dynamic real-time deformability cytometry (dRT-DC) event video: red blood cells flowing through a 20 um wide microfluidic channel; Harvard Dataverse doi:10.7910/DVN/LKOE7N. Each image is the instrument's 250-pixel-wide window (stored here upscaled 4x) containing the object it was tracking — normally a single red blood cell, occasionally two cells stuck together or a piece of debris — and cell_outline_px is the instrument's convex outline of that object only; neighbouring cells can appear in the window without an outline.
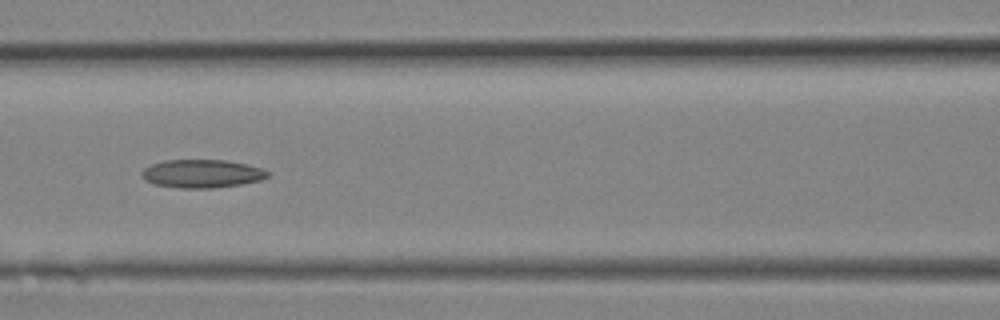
{"species": "Egyptian fruit bat (a non-hibernating species)", "species_latin": "Rousettus aegyptiacus", "temperature_condition": "room temperature", "stored_images_in_passage": 11, "camera_frame_rate_fps": 3000, "um_per_image_px": 0.085, "animal": {"sex": "female"}, "frame": {"image": 1, "passage_image": 10, "time_ms": 3.0, "image_size_px": [1000, 320], "cell_outline_px": [[272, 172], [268, 176], [260, 180], [240, 184], [212, 188], [176, 188], [156, 184], [144, 180], [140, 172], [144, 168], [152, 164], [164, 160], [224, 160], [248, 164], [264, 168]], "centroid_in_image_um": [17.18, 14.75], "position_along_channel_um": 149.4, "area_um2": 20.87}}
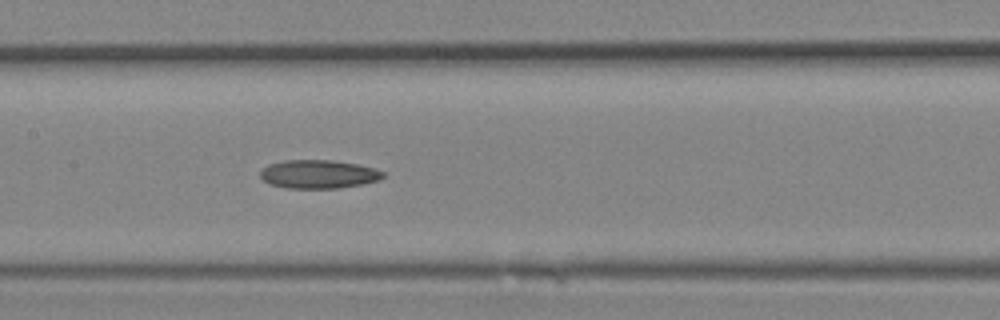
{"frame": {"image": 2, "passage_image": 11, "time_ms": 3.333, "image_size_px": [1000, 320], "cell_outline_px": [[384, 176], [380, 180], [360, 184], [336, 188], [288, 188], [268, 184], [260, 176], [260, 172], [268, 164], [284, 160], [332, 160], [356, 164], [372, 168], [384, 172]], "centroid_in_image_um": [27.04, 14.8], "position_along_channel_um": 180.4, "area_um2": 20.23}}